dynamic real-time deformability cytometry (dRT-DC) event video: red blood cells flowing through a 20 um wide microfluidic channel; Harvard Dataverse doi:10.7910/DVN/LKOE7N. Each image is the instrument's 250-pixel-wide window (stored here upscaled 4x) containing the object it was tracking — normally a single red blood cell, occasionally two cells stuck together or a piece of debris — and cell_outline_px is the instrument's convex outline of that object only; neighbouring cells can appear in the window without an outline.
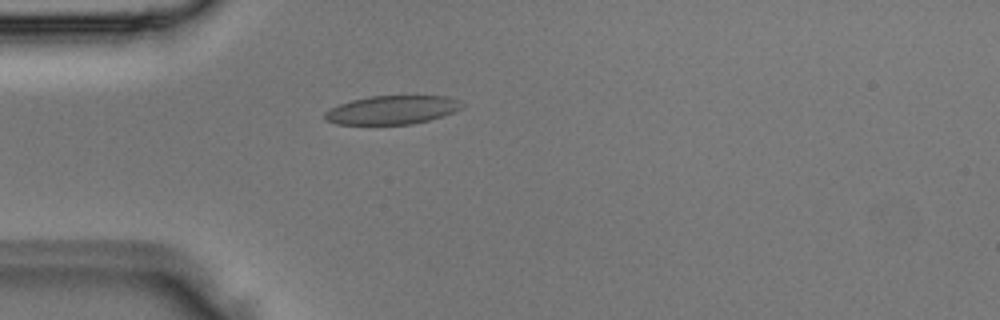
{"species": "Egyptian fruit bat (a non-hibernating species)", "species_latin": "Rousettus aegyptiacus", "temperature_condition": "room temperature", "stored_images_in_passage": 2, "camera_frame_rate_fps": 3000, "um_per_image_px": 0.085, "animal": {"sex": "male"}, "frame": {"image": 1, "passage_image": 2, "time_ms": 0.333, "image_size_px": [1000, 320], "cell_outline_px": [[464, 108], [428, 120], [412, 124], [336, 124], [324, 120], [324, 112], [340, 104], [352, 100], [368, 96], [444, 96], [460, 100], [464, 104]], "centroid_in_image_um": [33.32, 9.34], "position_along_channel_um": 51.7, "area_um2": 22.77}}